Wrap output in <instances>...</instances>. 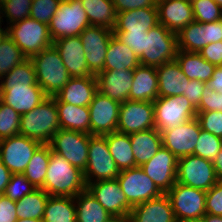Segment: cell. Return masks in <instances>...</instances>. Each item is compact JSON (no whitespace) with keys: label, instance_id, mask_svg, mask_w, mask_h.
<instances>
[{"label":"cell","instance_id":"31","mask_svg":"<svg viewBox=\"0 0 222 222\" xmlns=\"http://www.w3.org/2000/svg\"><path fill=\"white\" fill-rule=\"evenodd\" d=\"M175 60L189 80H198L207 83L216 68L215 65L206 61L197 52H186L178 49Z\"/></svg>","mask_w":222,"mask_h":222},{"label":"cell","instance_id":"65","mask_svg":"<svg viewBox=\"0 0 222 222\" xmlns=\"http://www.w3.org/2000/svg\"><path fill=\"white\" fill-rule=\"evenodd\" d=\"M213 1L222 8V0H213Z\"/></svg>","mask_w":222,"mask_h":222},{"label":"cell","instance_id":"56","mask_svg":"<svg viewBox=\"0 0 222 222\" xmlns=\"http://www.w3.org/2000/svg\"><path fill=\"white\" fill-rule=\"evenodd\" d=\"M206 46L222 41V18L215 22L205 23Z\"/></svg>","mask_w":222,"mask_h":222},{"label":"cell","instance_id":"42","mask_svg":"<svg viewBox=\"0 0 222 222\" xmlns=\"http://www.w3.org/2000/svg\"><path fill=\"white\" fill-rule=\"evenodd\" d=\"M21 115L0 100V140L20 135Z\"/></svg>","mask_w":222,"mask_h":222},{"label":"cell","instance_id":"25","mask_svg":"<svg viewBox=\"0 0 222 222\" xmlns=\"http://www.w3.org/2000/svg\"><path fill=\"white\" fill-rule=\"evenodd\" d=\"M157 24V7L140 8L117 13L113 32H147Z\"/></svg>","mask_w":222,"mask_h":222},{"label":"cell","instance_id":"54","mask_svg":"<svg viewBox=\"0 0 222 222\" xmlns=\"http://www.w3.org/2000/svg\"><path fill=\"white\" fill-rule=\"evenodd\" d=\"M117 13L146 7H157L154 0H112Z\"/></svg>","mask_w":222,"mask_h":222},{"label":"cell","instance_id":"19","mask_svg":"<svg viewBox=\"0 0 222 222\" xmlns=\"http://www.w3.org/2000/svg\"><path fill=\"white\" fill-rule=\"evenodd\" d=\"M177 165L178 158L162 146L149 161L140 167L154 181L158 189L166 194L176 183Z\"/></svg>","mask_w":222,"mask_h":222},{"label":"cell","instance_id":"29","mask_svg":"<svg viewBox=\"0 0 222 222\" xmlns=\"http://www.w3.org/2000/svg\"><path fill=\"white\" fill-rule=\"evenodd\" d=\"M135 164L142 166L162 147L161 132L156 128L129 134Z\"/></svg>","mask_w":222,"mask_h":222},{"label":"cell","instance_id":"9","mask_svg":"<svg viewBox=\"0 0 222 222\" xmlns=\"http://www.w3.org/2000/svg\"><path fill=\"white\" fill-rule=\"evenodd\" d=\"M218 181L212 161L196 155L178 158L176 182L208 191Z\"/></svg>","mask_w":222,"mask_h":222},{"label":"cell","instance_id":"62","mask_svg":"<svg viewBox=\"0 0 222 222\" xmlns=\"http://www.w3.org/2000/svg\"><path fill=\"white\" fill-rule=\"evenodd\" d=\"M7 36V28L4 30L3 28H1V24H0V43L6 38Z\"/></svg>","mask_w":222,"mask_h":222},{"label":"cell","instance_id":"68","mask_svg":"<svg viewBox=\"0 0 222 222\" xmlns=\"http://www.w3.org/2000/svg\"><path fill=\"white\" fill-rule=\"evenodd\" d=\"M155 2H156V4L158 3V2H160V1H163V0H154Z\"/></svg>","mask_w":222,"mask_h":222},{"label":"cell","instance_id":"43","mask_svg":"<svg viewBox=\"0 0 222 222\" xmlns=\"http://www.w3.org/2000/svg\"><path fill=\"white\" fill-rule=\"evenodd\" d=\"M222 147V139L202 130L195 146L193 155L202 157L213 162Z\"/></svg>","mask_w":222,"mask_h":222},{"label":"cell","instance_id":"33","mask_svg":"<svg viewBox=\"0 0 222 222\" xmlns=\"http://www.w3.org/2000/svg\"><path fill=\"white\" fill-rule=\"evenodd\" d=\"M76 222H110L114 217L85 189L74 197Z\"/></svg>","mask_w":222,"mask_h":222},{"label":"cell","instance_id":"2","mask_svg":"<svg viewBox=\"0 0 222 222\" xmlns=\"http://www.w3.org/2000/svg\"><path fill=\"white\" fill-rule=\"evenodd\" d=\"M59 129L55 96L47 97L34 109L21 115L20 135L36 140L41 144H49Z\"/></svg>","mask_w":222,"mask_h":222},{"label":"cell","instance_id":"63","mask_svg":"<svg viewBox=\"0 0 222 222\" xmlns=\"http://www.w3.org/2000/svg\"><path fill=\"white\" fill-rule=\"evenodd\" d=\"M17 222H42V220H38V219H18Z\"/></svg>","mask_w":222,"mask_h":222},{"label":"cell","instance_id":"27","mask_svg":"<svg viewBox=\"0 0 222 222\" xmlns=\"http://www.w3.org/2000/svg\"><path fill=\"white\" fill-rule=\"evenodd\" d=\"M158 78V97L183 95L189 79L184 75L176 60L156 67Z\"/></svg>","mask_w":222,"mask_h":222},{"label":"cell","instance_id":"22","mask_svg":"<svg viewBox=\"0 0 222 222\" xmlns=\"http://www.w3.org/2000/svg\"><path fill=\"white\" fill-rule=\"evenodd\" d=\"M46 98L39 85H10V89H0V100L20 115L28 113Z\"/></svg>","mask_w":222,"mask_h":222},{"label":"cell","instance_id":"11","mask_svg":"<svg viewBox=\"0 0 222 222\" xmlns=\"http://www.w3.org/2000/svg\"><path fill=\"white\" fill-rule=\"evenodd\" d=\"M90 135L59 129L49 145L51 150L63 156L71 165L84 171L88 162V145Z\"/></svg>","mask_w":222,"mask_h":222},{"label":"cell","instance_id":"36","mask_svg":"<svg viewBox=\"0 0 222 222\" xmlns=\"http://www.w3.org/2000/svg\"><path fill=\"white\" fill-rule=\"evenodd\" d=\"M74 197L49 196L42 222H76Z\"/></svg>","mask_w":222,"mask_h":222},{"label":"cell","instance_id":"12","mask_svg":"<svg viewBox=\"0 0 222 222\" xmlns=\"http://www.w3.org/2000/svg\"><path fill=\"white\" fill-rule=\"evenodd\" d=\"M116 179L132 207L163 194L141 167L121 170Z\"/></svg>","mask_w":222,"mask_h":222},{"label":"cell","instance_id":"66","mask_svg":"<svg viewBox=\"0 0 222 222\" xmlns=\"http://www.w3.org/2000/svg\"><path fill=\"white\" fill-rule=\"evenodd\" d=\"M1 14H2V9H1V5H0V24H2L1 22H3V21L1 20V19H2Z\"/></svg>","mask_w":222,"mask_h":222},{"label":"cell","instance_id":"48","mask_svg":"<svg viewBox=\"0 0 222 222\" xmlns=\"http://www.w3.org/2000/svg\"><path fill=\"white\" fill-rule=\"evenodd\" d=\"M196 119L202 130L208 131L222 139V112H197Z\"/></svg>","mask_w":222,"mask_h":222},{"label":"cell","instance_id":"14","mask_svg":"<svg viewBox=\"0 0 222 222\" xmlns=\"http://www.w3.org/2000/svg\"><path fill=\"white\" fill-rule=\"evenodd\" d=\"M155 128L154 104L151 101L126 100L121 103L117 131L124 134Z\"/></svg>","mask_w":222,"mask_h":222},{"label":"cell","instance_id":"44","mask_svg":"<svg viewBox=\"0 0 222 222\" xmlns=\"http://www.w3.org/2000/svg\"><path fill=\"white\" fill-rule=\"evenodd\" d=\"M190 1L195 21L200 23H210L222 18V8L213 0Z\"/></svg>","mask_w":222,"mask_h":222},{"label":"cell","instance_id":"8","mask_svg":"<svg viewBox=\"0 0 222 222\" xmlns=\"http://www.w3.org/2000/svg\"><path fill=\"white\" fill-rule=\"evenodd\" d=\"M154 104L155 128L161 132L196 117L197 110L183 95L158 97Z\"/></svg>","mask_w":222,"mask_h":222},{"label":"cell","instance_id":"41","mask_svg":"<svg viewBox=\"0 0 222 222\" xmlns=\"http://www.w3.org/2000/svg\"><path fill=\"white\" fill-rule=\"evenodd\" d=\"M26 59L20 48L7 35L0 43V79Z\"/></svg>","mask_w":222,"mask_h":222},{"label":"cell","instance_id":"58","mask_svg":"<svg viewBox=\"0 0 222 222\" xmlns=\"http://www.w3.org/2000/svg\"><path fill=\"white\" fill-rule=\"evenodd\" d=\"M12 173L0 160V195H4L6 186L10 182Z\"/></svg>","mask_w":222,"mask_h":222},{"label":"cell","instance_id":"59","mask_svg":"<svg viewBox=\"0 0 222 222\" xmlns=\"http://www.w3.org/2000/svg\"><path fill=\"white\" fill-rule=\"evenodd\" d=\"M213 166L215 168L216 176L219 181H222V147L220 152L213 160Z\"/></svg>","mask_w":222,"mask_h":222},{"label":"cell","instance_id":"24","mask_svg":"<svg viewBox=\"0 0 222 222\" xmlns=\"http://www.w3.org/2000/svg\"><path fill=\"white\" fill-rule=\"evenodd\" d=\"M129 217L131 222H177L167 194L134 206Z\"/></svg>","mask_w":222,"mask_h":222},{"label":"cell","instance_id":"45","mask_svg":"<svg viewBox=\"0 0 222 222\" xmlns=\"http://www.w3.org/2000/svg\"><path fill=\"white\" fill-rule=\"evenodd\" d=\"M32 0H7L2 6V17H7L8 24H14L30 16ZM6 15V16H5Z\"/></svg>","mask_w":222,"mask_h":222},{"label":"cell","instance_id":"26","mask_svg":"<svg viewBox=\"0 0 222 222\" xmlns=\"http://www.w3.org/2000/svg\"><path fill=\"white\" fill-rule=\"evenodd\" d=\"M97 91L96 76L70 78L55 97L60 102L88 107Z\"/></svg>","mask_w":222,"mask_h":222},{"label":"cell","instance_id":"6","mask_svg":"<svg viewBox=\"0 0 222 222\" xmlns=\"http://www.w3.org/2000/svg\"><path fill=\"white\" fill-rule=\"evenodd\" d=\"M89 26L90 23L80 0H61L48 25L52 41L78 36Z\"/></svg>","mask_w":222,"mask_h":222},{"label":"cell","instance_id":"17","mask_svg":"<svg viewBox=\"0 0 222 222\" xmlns=\"http://www.w3.org/2000/svg\"><path fill=\"white\" fill-rule=\"evenodd\" d=\"M121 103L96 92L89 104L90 135H105L117 131Z\"/></svg>","mask_w":222,"mask_h":222},{"label":"cell","instance_id":"32","mask_svg":"<svg viewBox=\"0 0 222 222\" xmlns=\"http://www.w3.org/2000/svg\"><path fill=\"white\" fill-rule=\"evenodd\" d=\"M139 65V58L134 51L113 34L107 47L104 70H134Z\"/></svg>","mask_w":222,"mask_h":222},{"label":"cell","instance_id":"21","mask_svg":"<svg viewBox=\"0 0 222 222\" xmlns=\"http://www.w3.org/2000/svg\"><path fill=\"white\" fill-rule=\"evenodd\" d=\"M134 70H103L96 75L97 90L110 99L123 103L129 99Z\"/></svg>","mask_w":222,"mask_h":222},{"label":"cell","instance_id":"47","mask_svg":"<svg viewBox=\"0 0 222 222\" xmlns=\"http://www.w3.org/2000/svg\"><path fill=\"white\" fill-rule=\"evenodd\" d=\"M61 0H32L30 16L38 22L50 24Z\"/></svg>","mask_w":222,"mask_h":222},{"label":"cell","instance_id":"51","mask_svg":"<svg viewBox=\"0 0 222 222\" xmlns=\"http://www.w3.org/2000/svg\"><path fill=\"white\" fill-rule=\"evenodd\" d=\"M206 213L222 216V181L206 191Z\"/></svg>","mask_w":222,"mask_h":222},{"label":"cell","instance_id":"46","mask_svg":"<svg viewBox=\"0 0 222 222\" xmlns=\"http://www.w3.org/2000/svg\"><path fill=\"white\" fill-rule=\"evenodd\" d=\"M35 189L36 187L25 177L23 173L12 174L10 182L6 186L4 195L11 200L18 201Z\"/></svg>","mask_w":222,"mask_h":222},{"label":"cell","instance_id":"4","mask_svg":"<svg viewBox=\"0 0 222 222\" xmlns=\"http://www.w3.org/2000/svg\"><path fill=\"white\" fill-rule=\"evenodd\" d=\"M178 51L177 34L160 23L147 31L140 65L159 67L175 60Z\"/></svg>","mask_w":222,"mask_h":222},{"label":"cell","instance_id":"1","mask_svg":"<svg viewBox=\"0 0 222 222\" xmlns=\"http://www.w3.org/2000/svg\"><path fill=\"white\" fill-rule=\"evenodd\" d=\"M86 185L84 172L53 152L50 147L47 173L41 188L50 196L75 197L86 189Z\"/></svg>","mask_w":222,"mask_h":222},{"label":"cell","instance_id":"60","mask_svg":"<svg viewBox=\"0 0 222 222\" xmlns=\"http://www.w3.org/2000/svg\"><path fill=\"white\" fill-rule=\"evenodd\" d=\"M202 219L204 222H222V216L211 215L208 213H206Z\"/></svg>","mask_w":222,"mask_h":222},{"label":"cell","instance_id":"30","mask_svg":"<svg viewBox=\"0 0 222 222\" xmlns=\"http://www.w3.org/2000/svg\"><path fill=\"white\" fill-rule=\"evenodd\" d=\"M58 121L61 129L73 130L90 135V112L88 107L60 102L55 97Z\"/></svg>","mask_w":222,"mask_h":222},{"label":"cell","instance_id":"10","mask_svg":"<svg viewBox=\"0 0 222 222\" xmlns=\"http://www.w3.org/2000/svg\"><path fill=\"white\" fill-rule=\"evenodd\" d=\"M166 194L177 222L202 218L206 214V191L176 182Z\"/></svg>","mask_w":222,"mask_h":222},{"label":"cell","instance_id":"57","mask_svg":"<svg viewBox=\"0 0 222 222\" xmlns=\"http://www.w3.org/2000/svg\"><path fill=\"white\" fill-rule=\"evenodd\" d=\"M212 90L222 93V66H217L210 80L206 83Z\"/></svg>","mask_w":222,"mask_h":222},{"label":"cell","instance_id":"5","mask_svg":"<svg viewBox=\"0 0 222 222\" xmlns=\"http://www.w3.org/2000/svg\"><path fill=\"white\" fill-rule=\"evenodd\" d=\"M7 35L27 58L40 53L53 43L48 25L31 17L10 24L7 27Z\"/></svg>","mask_w":222,"mask_h":222},{"label":"cell","instance_id":"39","mask_svg":"<svg viewBox=\"0 0 222 222\" xmlns=\"http://www.w3.org/2000/svg\"><path fill=\"white\" fill-rule=\"evenodd\" d=\"M178 49L199 53L206 46L205 23L193 21L177 34Z\"/></svg>","mask_w":222,"mask_h":222},{"label":"cell","instance_id":"35","mask_svg":"<svg viewBox=\"0 0 222 222\" xmlns=\"http://www.w3.org/2000/svg\"><path fill=\"white\" fill-rule=\"evenodd\" d=\"M90 26H103L113 30L117 12L112 0H80Z\"/></svg>","mask_w":222,"mask_h":222},{"label":"cell","instance_id":"7","mask_svg":"<svg viewBox=\"0 0 222 222\" xmlns=\"http://www.w3.org/2000/svg\"><path fill=\"white\" fill-rule=\"evenodd\" d=\"M83 172L86 184L116 179L119 175L120 170L110 154L104 135H90L88 162Z\"/></svg>","mask_w":222,"mask_h":222},{"label":"cell","instance_id":"23","mask_svg":"<svg viewBox=\"0 0 222 222\" xmlns=\"http://www.w3.org/2000/svg\"><path fill=\"white\" fill-rule=\"evenodd\" d=\"M159 23L178 34L194 21L190 0H163L157 3Z\"/></svg>","mask_w":222,"mask_h":222},{"label":"cell","instance_id":"13","mask_svg":"<svg viewBox=\"0 0 222 222\" xmlns=\"http://www.w3.org/2000/svg\"><path fill=\"white\" fill-rule=\"evenodd\" d=\"M42 144L17 135L0 140V160L12 174L23 173L33 154Z\"/></svg>","mask_w":222,"mask_h":222},{"label":"cell","instance_id":"15","mask_svg":"<svg viewBox=\"0 0 222 222\" xmlns=\"http://www.w3.org/2000/svg\"><path fill=\"white\" fill-rule=\"evenodd\" d=\"M86 189L114 218L130 216L132 206L117 179L87 183Z\"/></svg>","mask_w":222,"mask_h":222},{"label":"cell","instance_id":"18","mask_svg":"<svg viewBox=\"0 0 222 222\" xmlns=\"http://www.w3.org/2000/svg\"><path fill=\"white\" fill-rule=\"evenodd\" d=\"M201 127L198 120L190 119L176 127L161 131L162 146L177 158L193 155L197 145Z\"/></svg>","mask_w":222,"mask_h":222},{"label":"cell","instance_id":"28","mask_svg":"<svg viewBox=\"0 0 222 222\" xmlns=\"http://www.w3.org/2000/svg\"><path fill=\"white\" fill-rule=\"evenodd\" d=\"M158 84L156 67L139 65L133 72L129 100L155 101L158 98Z\"/></svg>","mask_w":222,"mask_h":222},{"label":"cell","instance_id":"53","mask_svg":"<svg viewBox=\"0 0 222 222\" xmlns=\"http://www.w3.org/2000/svg\"><path fill=\"white\" fill-rule=\"evenodd\" d=\"M16 201L0 195V222H17Z\"/></svg>","mask_w":222,"mask_h":222},{"label":"cell","instance_id":"61","mask_svg":"<svg viewBox=\"0 0 222 222\" xmlns=\"http://www.w3.org/2000/svg\"><path fill=\"white\" fill-rule=\"evenodd\" d=\"M110 222H131V219L129 216H127L121 218H113Z\"/></svg>","mask_w":222,"mask_h":222},{"label":"cell","instance_id":"64","mask_svg":"<svg viewBox=\"0 0 222 222\" xmlns=\"http://www.w3.org/2000/svg\"><path fill=\"white\" fill-rule=\"evenodd\" d=\"M181 222H204L202 218H198V219H189V220H184Z\"/></svg>","mask_w":222,"mask_h":222},{"label":"cell","instance_id":"34","mask_svg":"<svg viewBox=\"0 0 222 222\" xmlns=\"http://www.w3.org/2000/svg\"><path fill=\"white\" fill-rule=\"evenodd\" d=\"M104 136L106 137L110 154L120 171L137 167L129 134L115 131Z\"/></svg>","mask_w":222,"mask_h":222},{"label":"cell","instance_id":"16","mask_svg":"<svg viewBox=\"0 0 222 222\" xmlns=\"http://www.w3.org/2000/svg\"><path fill=\"white\" fill-rule=\"evenodd\" d=\"M113 34V30L106 27L89 26L79 35L88 67L95 76L104 70L106 51Z\"/></svg>","mask_w":222,"mask_h":222},{"label":"cell","instance_id":"55","mask_svg":"<svg viewBox=\"0 0 222 222\" xmlns=\"http://www.w3.org/2000/svg\"><path fill=\"white\" fill-rule=\"evenodd\" d=\"M205 82L198 81V80H190L186 91L183 93V96H185L191 104L197 108L200 101L202 92L204 91Z\"/></svg>","mask_w":222,"mask_h":222},{"label":"cell","instance_id":"40","mask_svg":"<svg viewBox=\"0 0 222 222\" xmlns=\"http://www.w3.org/2000/svg\"><path fill=\"white\" fill-rule=\"evenodd\" d=\"M2 79H0V89H10V85H39L29 58L16 65Z\"/></svg>","mask_w":222,"mask_h":222},{"label":"cell","instance_id":"20","mask_svg":"<svg viewBox=\"0 0 222 222\" xmlns=\"http://www.w3.org/2000/svg\"><path fill=\"white\" fill-rule=\"evenodd\" d=\"M52 45L59 52L71 78L95 76L91 73L85 59L84 46L78 36L58 38Z\"/></svg>","mask_w":222,"mask_h":222},{"label":"cell","instance_id":"49","mask_svg":"<svg viewBox=\"0 0 222 222\" xmlns=\"http://www.w3.org/2000/svg\"><path fill=\"white\" fill-rule=\"evenodd\" d=\"M197 112L218 111L222 112V93H218L207 84L204 86L201 101L196 108Z\"/></svg>","mask_w":222,"mask_h":222},{"label":"cell","instance_id":"37","mask_svg":"<svg viewBox=\"0 0 222 222\" xmlns=\"http://www.w3.org/2000/svg\"><path fill=\"white\" fill-rule=\"evenodd\" d=\"M49 194L42 188H36L31 193L16 201L18 219L42 220Z\"/></svg>","mask_w":222,"mask_h":222},{"label":"cell","instance_id":"3","mask_svg":"<svg viewBox=\"0 0 222 222\" xmlns=\"http://www.w3.org/2000/svg\"><path fill=\"white\" fill-rule=\"evenodd\" d=\"M29 59L33 64L37 83L47 97L56 96L71 78L53 45Z\"/></svg>","mask_w":222,"mask_h":222},{"label":"cell","instance_id":"52","mask_svg":"<svg viewBox=\"0 0 222 222\" xmlns=\"http://www.w3.org/2000/svg\"><path fill=\"white\" fill-rule=\"evenodd\" d=\"M199 54L216 67L222 66V41L208 44L201 49Z\"/></svg>","mask_w":222,"mask_h":222},{"label":"cell","instance_id":"67","mask_svg":"<svg viewBox=\"0 0 222 222\" xmlns=\"http://www.w3.org/2000/svg\"><path fill=\"white\" fill-rule=\"evenodd\" d=\"M7 0H0V5L2 6Z\"/></svg>","mask_w":222,"mask_h":222},{"label":"cell","instance_id":"50","mask_svg":"<svg viewBox=\"0 0 222 222\" xmlns=\"http://www.w3.org/2000/svg\"><path fill=\"white\" fill-rule=\"evenodd\" d=\"M114 35L123 43L129 46L136 56L140 58L144 51V42L147 32H113Z\"/></svg>","mask_w":222,"mask_h":222},{"label":"cell","instance_id":"38","mask_svg":"<svg viewBox=\"0 0 222 222\" xmlns=\"http://www.w3.org/2000/svg\"><path fill=\"white\" fill-rule=\"evenodd\" d=\"M50 159V145L42 144L33 154L23 174L36 187L41 188L47 173Z\"/></svg>","mask_w":222,"mask_h":222}]
</instances>
